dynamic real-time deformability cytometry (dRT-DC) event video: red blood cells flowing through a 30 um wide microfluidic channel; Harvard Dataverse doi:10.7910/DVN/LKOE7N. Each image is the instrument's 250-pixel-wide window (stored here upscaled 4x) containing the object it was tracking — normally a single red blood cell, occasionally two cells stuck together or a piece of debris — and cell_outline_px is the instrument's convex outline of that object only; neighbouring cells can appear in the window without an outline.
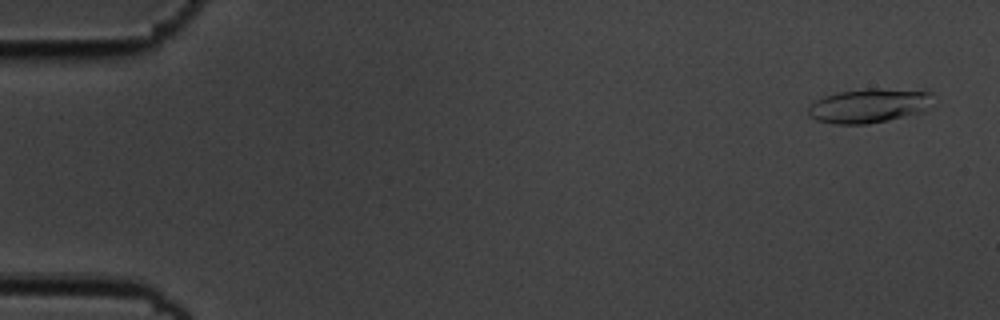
{"species": "common noctule bat (a hibernating species)", "species_latin": "Nyctalus noctula", "temperature_condition": "cold", "stored_images_in_passage": 5, "camera_frame_rate_fps": 3000, "um_per_image_px": 0.085, "animal": {"sex": "male", "body_mass_g": 19.5, "forearm_length_mm": 54.6}, "frame": {"image": 1, "passage_image": 1, "time_ms": 0.0, "image_size_px": [1000, 320], "cell_outline_px": [[932, 92], [924, 112], [888, 120], [868, 124], [832, 124], [816, 120], [808, 112], [808, 104], [824, 96], [836, 92], [864, 88], [876, 88]], "centroid_in_image_um": [73.78, 8.99], "position_along_channel_um": 11.2, "area_um2": 24.8}}